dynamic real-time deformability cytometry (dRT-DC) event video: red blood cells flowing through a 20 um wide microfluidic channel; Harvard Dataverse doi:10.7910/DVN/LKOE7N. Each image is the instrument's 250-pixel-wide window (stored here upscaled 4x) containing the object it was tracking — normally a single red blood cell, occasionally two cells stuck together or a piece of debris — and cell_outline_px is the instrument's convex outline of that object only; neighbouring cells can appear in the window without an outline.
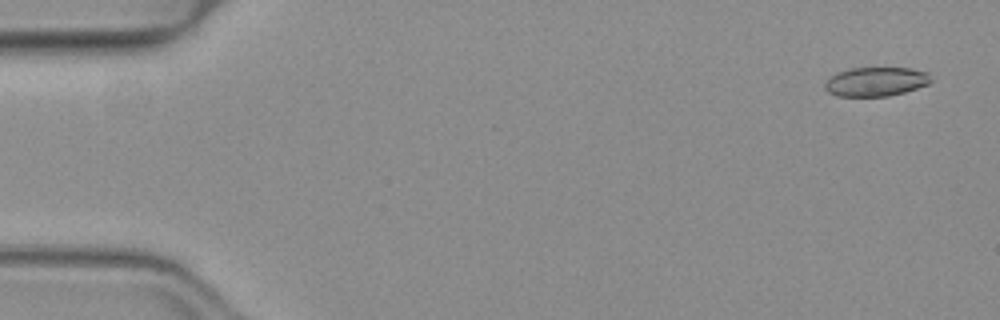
{"species": "common noctule bat (a hibernating species)", "species_latin": "Nyctalus noctula", "temperature_condition": "warm", "stored_images_in_passage": 52, "camera_frame_rate_fps": 3000, "um_per_image_px": 0.085, "animal": {"sex": "female", "body_mass_g": 19.3, "forearm_length_mm": 54.1}, "frame": {"image": 1, "passage_image": 3, "time_ms": 0.667, "image_size_px": [1000, 320], "cell_outline_px": [[932, 80], [928, 84], [904, 92], [888, 96], [836, 96], [828, 92], [824, 88], [824, 84], [836, 72], [848, 68], [908, 68], [928, 72]], "centroid_in_image_um": [74.43, 6.94], "position_along_channel_um": 10.6, "area_um2": 17.98}}
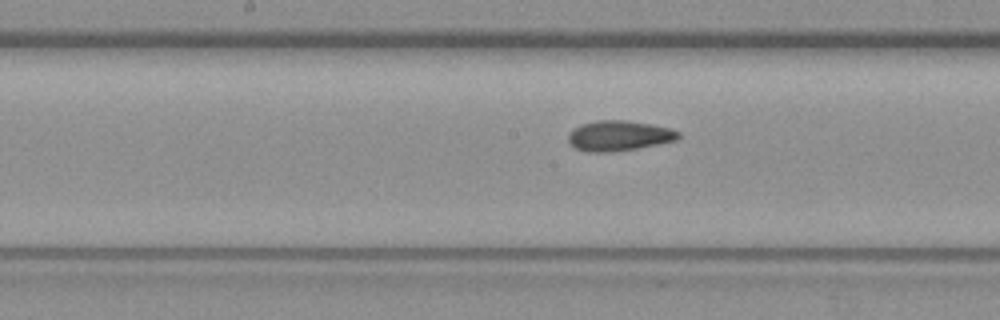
{"frame": {"image": 2, "passage_image": 27, "time_ms": 8.667, "image_size_px": [1000, 320], "cell_outline_px": [[680, 136], [676, 140], [636, 148], [608, 152], [592, 152], [576, 148], [568, 140], [568, 132], [572, 128], [580, 124], [596, 120], [624, 120], [672, 128], [680, 132]], "centroid_in_image_um": [52.58, 11.52], "position_along_channel_um": 195.6, "area_um2": 19.25}}
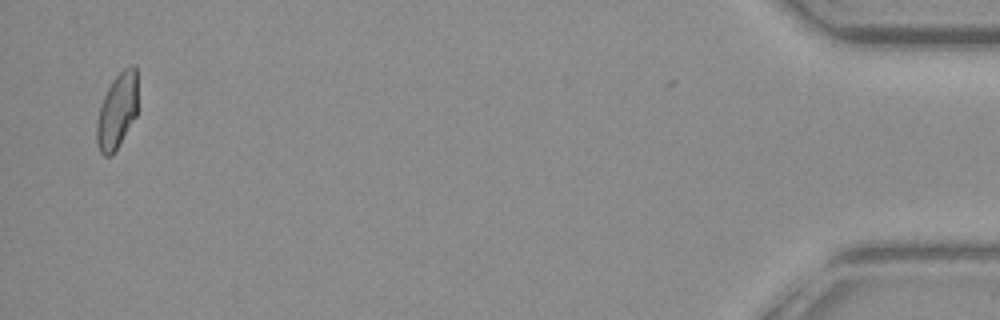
{"frame": {"image": 3, "passage_image": 51, "time_ms": 16.667, "image_size_px": [1000, 320], "cell_outline_px": [[136, 116], [112, 156], [104, 156], [100, 152], [96, 144], [96, 120], [104, 96], [112, 80], [124, 68], [132, 64], [136, 64]], "centroid_in_image_um": [9.93, 9.45], "position_along_channel_um": 425.3, "area_um2": 17.92}, "authors_computed_cell_mechanics": {"area_um2": 19.074, "velocity_mm_per_s": 4.0159, "shape_relaxation_time_tau1_ms": null, "shape_relaxation_time_tau2_ms": 2.2683, "deformation_change_tau1": null, "deformation_change_tau2": 0.0901}}